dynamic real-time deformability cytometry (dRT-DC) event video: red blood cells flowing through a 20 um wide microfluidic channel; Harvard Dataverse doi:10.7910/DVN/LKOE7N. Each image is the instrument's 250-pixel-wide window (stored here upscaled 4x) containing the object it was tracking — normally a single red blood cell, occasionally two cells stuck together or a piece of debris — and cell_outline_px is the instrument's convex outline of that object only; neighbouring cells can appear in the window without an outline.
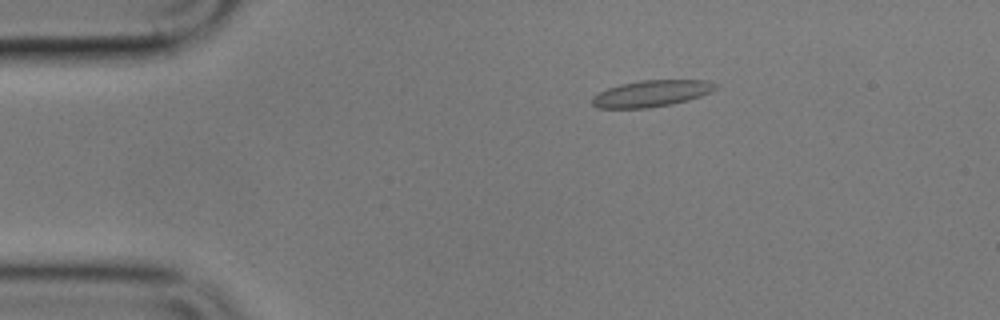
{"species": "common noctule bat (a hibernating species)", "species_latin": "Nyctalus noctula", "temperature_condition": "cold", "stored_images_in_passage": 4, "camera_frame_rate_fps": 3000, "um_per_image_px": 0.085, "animal": {"sex": "male", "body_mass_g": 17.9}, "frame": {"image": 1, "passage_image": 3, "time_ms": 2.667, "image_size_px": [1000, 320], "cell_outline_px": [[716, 88], [712, 92], [688, 100], [672, 104], [648, 108], [596, 108], [592, 104], [592, 96], [608, 88], [620, 84], [640, 80], [708, 80], [716, 84]], "centroid_in_image_um": [55.37, 7.95], "position_along_channel_um": 29.6, "area_um2": 19.07}}